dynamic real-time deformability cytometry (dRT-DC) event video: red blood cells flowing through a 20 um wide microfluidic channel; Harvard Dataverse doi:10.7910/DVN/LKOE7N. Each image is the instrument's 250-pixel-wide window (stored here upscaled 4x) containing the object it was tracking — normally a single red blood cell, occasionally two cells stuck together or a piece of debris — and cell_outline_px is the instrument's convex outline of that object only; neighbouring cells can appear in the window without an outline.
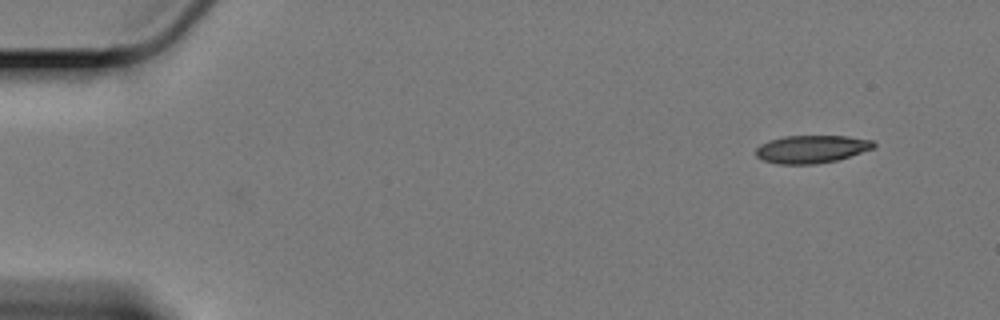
{"species": "Egyptian fruit bat (a non-hibernating species)", "species_latin": "Rousettus aegyptiacus", "temperature_condition": "cold", "stored_images_in_passage": 25, "camera_frame_rate_fps": 3000, "um_per_image_px": 0.085, "animal": {"sex": "female"}, "frame": {"image": 1, "passage_image": 1, "time_ms": 0.0, "image_size_px": [1000, 320], "cell_outline_px": [[876, 148], [836, 160], [816, 164], [780, 164], [764, 160], [756, 156], [756, 148], [760, 144], [768, 140], [784, 136], [848, 136], [872, 140], [876, 144]], "centroid_in_image_um": [68.99, 12.67], "position_along_channel_um": 16.0, "area_um2": 19.13}}
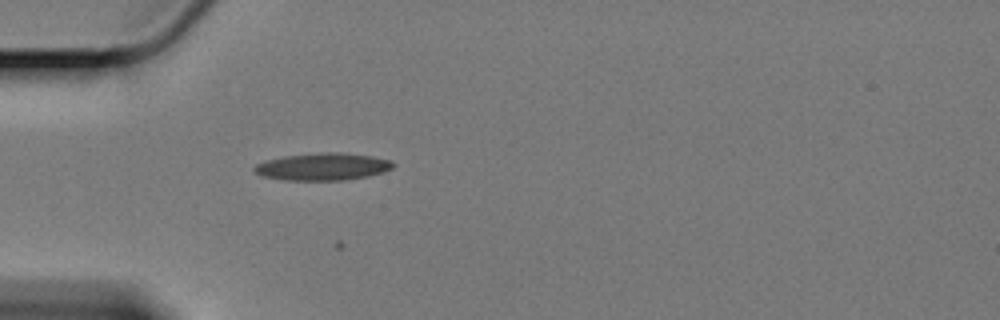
{"frame": {"image": 2, "passage_image": 14, "time_ms": 4.333, "image_size_px": [1000, 320], "cell_outline_px": [[396, 164], [392, 168], [384, 172], [368, 176], [344, 180], [284, 180], [260, 176], [252, 168], [256, 164], [264, 160], [284, 156], [328, 152], [340, 152], [372, 156], [388, 160]], "centroid_in_image_um": [27.41, 14.17], "position_along_channel_um": 57.6, "area_um2": 22.08}}
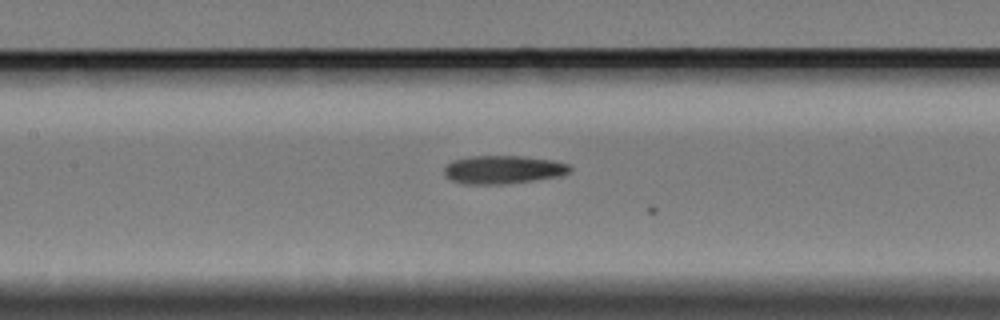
{"frame": {"image": 3, "passage_image": 24, "time_ms": 7.667, "image_size_px": [1000, 320], "cell_outline_px": [[572, 168], [568, 172], [560, 176], [536, 180], [500, 184], [468, 184], [452, 180], [444, 176], [444, 168], [452, 160], [468, 156], [520, 156], [552, 160], [568, 164]], "centroid_in_image_um": [42.74, 14.41], "position_along_channel_um": 164.7, "area_um2": 20.63}}